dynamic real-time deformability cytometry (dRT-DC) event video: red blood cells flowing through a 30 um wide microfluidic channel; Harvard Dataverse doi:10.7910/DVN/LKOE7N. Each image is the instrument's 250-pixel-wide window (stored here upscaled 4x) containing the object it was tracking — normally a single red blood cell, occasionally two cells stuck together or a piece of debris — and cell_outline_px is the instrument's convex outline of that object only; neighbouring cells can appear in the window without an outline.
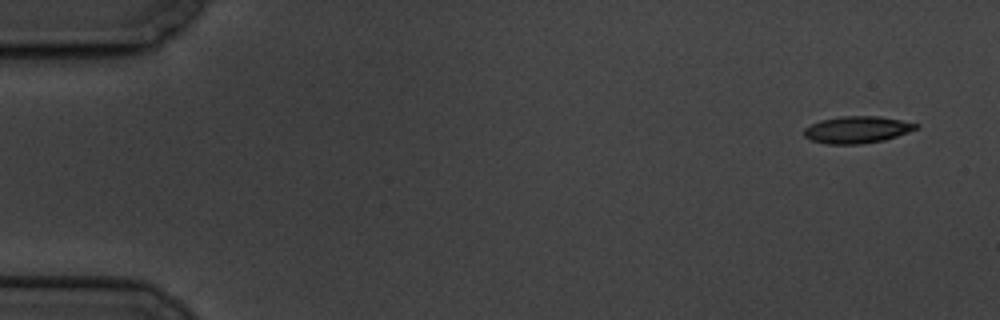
{"species": "common noctule bat (a hibernating species)", "species_latin": "Nyctalus noctula", "temperature_condition": "cold", "stored_images_in_passage": 5, "camera_frame_rate_fps": 3000, "um_per_image_px": 0.085, "animal": {"sex": "male", "body_mass_g": 19.5, "forearm_length_mm": 54.6}, "frame": {"image": 1, "passage_image": 1, "time_ms": 0.0, "image_size_px": [1000, 320], "cell_outline_px": [[920, 128], [884, 140], [860, 144], [828, 144], [812, 140], [804, 136], [804, 128], [820, 120], [840, 116], [880, 116], [920, 124]], "centroid_in_image_um": [72.87, 11.01], "position_along_channel_um": 12.1, "area_um2": 17.57}}
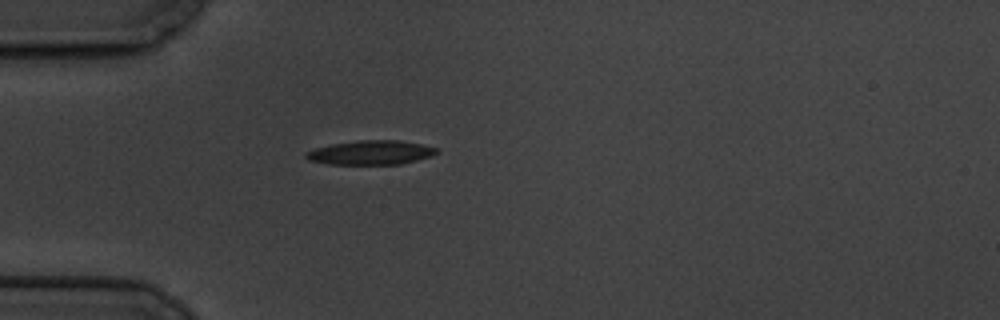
{"frame": {"image": 2, "passage_image": 5, "time_ms": 4.667, "image_size_px": [1000, 320], "cell_outline_px": [[440, 152], [432, 156], [400, 164], [328, 164], [308, 160], [304, 156], [304, 152], [316, 148], [332, 144], [360, 140], [400, 140], [420, 144], [436, 148]], "centroid_in_image_um": [31.51, 12.97], "position_along_channel_um": 53.5, "area_um2": 18.38}}